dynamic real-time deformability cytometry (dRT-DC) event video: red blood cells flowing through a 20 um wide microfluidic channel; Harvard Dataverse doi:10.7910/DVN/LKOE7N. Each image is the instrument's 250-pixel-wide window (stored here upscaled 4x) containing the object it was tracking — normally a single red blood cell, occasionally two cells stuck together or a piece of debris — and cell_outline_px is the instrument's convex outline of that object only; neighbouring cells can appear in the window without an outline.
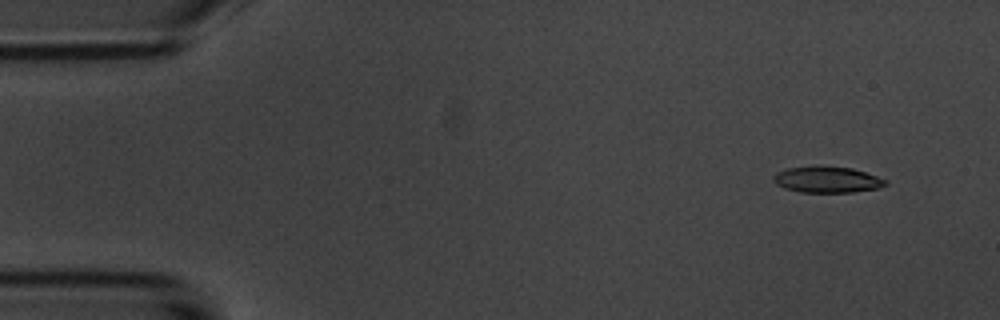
{"species": "common noctule bat (a hibernating species)", "species_latin": "Nyctalus noctula", "temperature_condition": "room temperature", "stored_images_in_passage": 4, "camera_frame_rate_fps": 3000, "um_per_image_px": 0.085, "animal": {"sex": "male", "body_mass_g": 20.1, "forearm_length_mm": 53.5}, "frame": {"image": 1, "passage_image": 1, "time_ms": 0.0, "image_size_px": [1000, 320], "cell_outline_px": [[888, 184], [876, 188], [852, 192], [800, 192], [784, 188], [776, 184], [772, 180], [772, 176], [776, 172], [784, 168], [852, 168], [888, 180]], "centroid_in_image_um": [70.27, 15.3], "position_along_channel_um": 14.7, "area_um2": 16.53}}
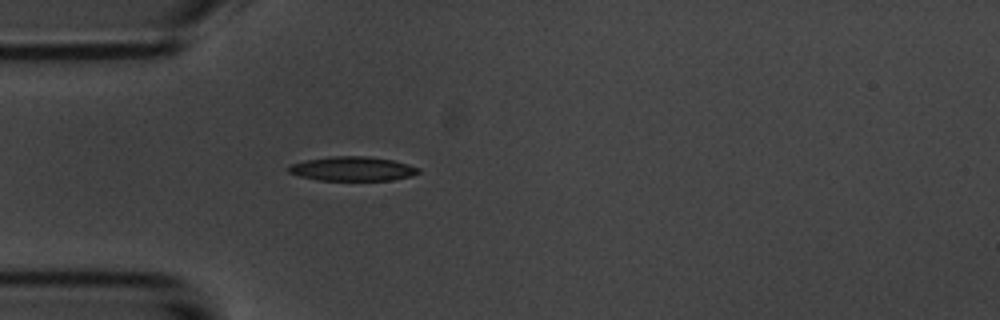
{"frame": {"image": 2, "passage_image": 4, "time_ms": 3.667, "image_size_px": [1000, 320], "cell_outline_px": [[420, 172], [412, 176], [396, 180], [316, 180], [300, 176], [288, 172], [284, 168], [288, 164], [304, 160], [332, 156], [368, 156], [392, 160], [408, 164], [420, 168]], "centroid_in_image_um": [29.92, 14.34], "position_along_channel_um": 55.1, "area_um2": 18.67}}